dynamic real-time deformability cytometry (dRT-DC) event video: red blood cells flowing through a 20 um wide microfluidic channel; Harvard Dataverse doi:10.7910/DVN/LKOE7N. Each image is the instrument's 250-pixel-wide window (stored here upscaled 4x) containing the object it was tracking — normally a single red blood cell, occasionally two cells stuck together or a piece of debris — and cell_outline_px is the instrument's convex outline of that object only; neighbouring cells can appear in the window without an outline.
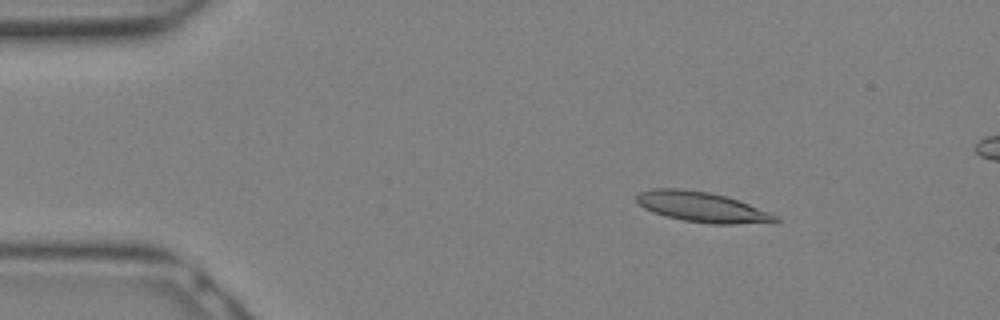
{"species": "Egyptian fruit bat (a non-hibernating species)", "species_latin": "Rousettus aegyptiacus", "temperature_condition": "warm", "stored_images_in_passage": 10, "camera_frame_rate_fps": 3000, "um_per_image_px": 0.085, "animal": {"sex": "female"}, "frame": {"image": 1, "passage_image": 4, "time_ms": 1.0, "image_size_px": [1000, 320], "cell_outline_px": [[780, 220], [776, 224], [712, 224], [684, 220], [652, 212], [644, 208], [636, 200], [636, 196], [640, 192], [652, 188], [680, 188], [708, 192], [724, 196], [748, 204], [780, 216]], "centroid_in_image_um": [59.75, 17.61], "position_along_channel_um": 25.2, "area_um2": 24.57}}
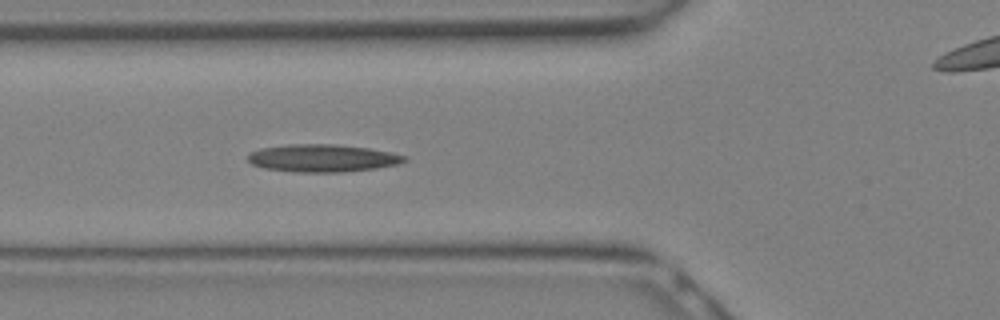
{"frame": {"image": 2, "passage_image": 10, "time_ms": 3.0, "image_size_px": [1000, 320], "cell_outline_px": [[408, 160], [396, 164], [376, 168], [340, 172], [296, 172], [264, 168], [252, 164], [248, 160], [248, 152], [260, 148], [288, 144], [336, 144], [368, 148], [392, 152], [404, 156]], "centroid_in_image_um": [27.37, 13.43], "position_along_channel_um": 98.4, "area_um2": 25.14}}